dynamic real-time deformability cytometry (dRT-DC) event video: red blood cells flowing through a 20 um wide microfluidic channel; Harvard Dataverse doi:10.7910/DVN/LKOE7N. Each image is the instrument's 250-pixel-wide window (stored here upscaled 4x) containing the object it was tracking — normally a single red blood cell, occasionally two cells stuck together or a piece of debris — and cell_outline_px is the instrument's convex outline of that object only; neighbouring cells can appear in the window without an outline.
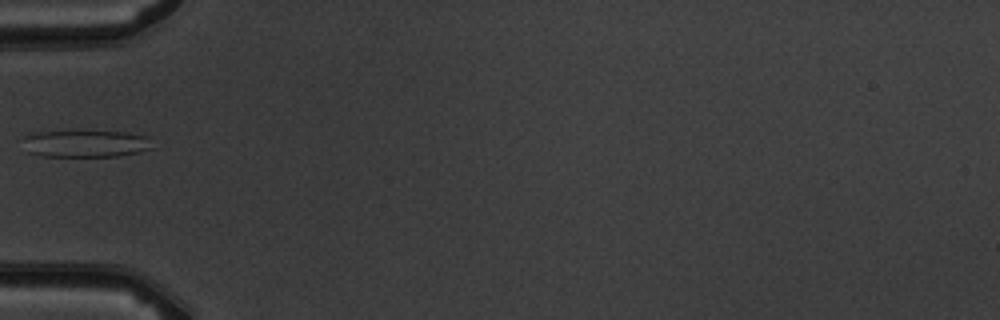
{"species": "common noctule bat (a hibernating species)", "species_latin": "Nyctalus noctula", "temperature_condition": "warm", "stored_images_in_passage": 1, "camera_frame_rate_fps": 3000, "um_per_image_px": 0.085, "animal": {"sex": "male", "body_mass_g": 19.5, "forearm_length_mm": 54.6}, "frame": {"image": 1, "passage_image": 1, "time_ms": 0.0, "image_size_px": [1000, 320], "cell_outline_px": [[152, 148], [136, 152], [116, 156], [40, 156], [28, 152], [24, 136], [32, 132], [124, 132], [148, 136]], "centroid_in_image_um": [7.27, 12.21], "position_along_channel_um": 77.7, "area_um2": 19.94}}